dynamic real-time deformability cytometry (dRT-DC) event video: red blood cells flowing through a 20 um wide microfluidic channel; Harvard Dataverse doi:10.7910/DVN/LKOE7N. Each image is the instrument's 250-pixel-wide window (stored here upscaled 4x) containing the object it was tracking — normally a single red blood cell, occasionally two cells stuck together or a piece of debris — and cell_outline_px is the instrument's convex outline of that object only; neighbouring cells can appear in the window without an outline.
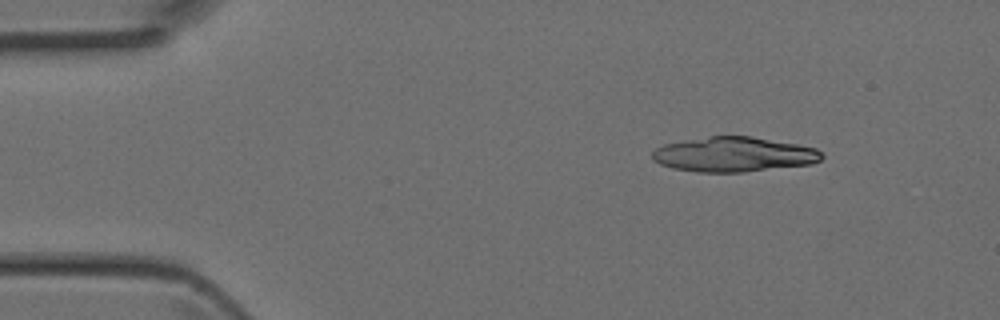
{"species": "Egyptian fruit bat (a non-hibernating species)", "species_latin": "Rousettus aegyptiacus", "temperature_condition": "room temperature", "stored_images_in_passage": 4, "segment_of_instrument_passage": [2, 2], "camera_frame_rate_fps": 3000, "um_per_image_px": 0.085, "animal": {"sex": "female"}, "frame": {"image": 1, "passage_image": 4, "time_ms": 1.0, "image_size_px": [1000, 320], "cell_outline_px": [[824, 156], [820, 160], [812, 164], [744, 172], [696, 172], [672, 168], [660, 164], [652, 160], [652, 152], [656, 148], [664, 144], [684, 140], [712, 136], [752, 136], [796, 144], [816, 148]], "centroid_in_image_um": [62.36, 13.13], "position_along_channel_um": 22.6, "area_um2": 34.45}}